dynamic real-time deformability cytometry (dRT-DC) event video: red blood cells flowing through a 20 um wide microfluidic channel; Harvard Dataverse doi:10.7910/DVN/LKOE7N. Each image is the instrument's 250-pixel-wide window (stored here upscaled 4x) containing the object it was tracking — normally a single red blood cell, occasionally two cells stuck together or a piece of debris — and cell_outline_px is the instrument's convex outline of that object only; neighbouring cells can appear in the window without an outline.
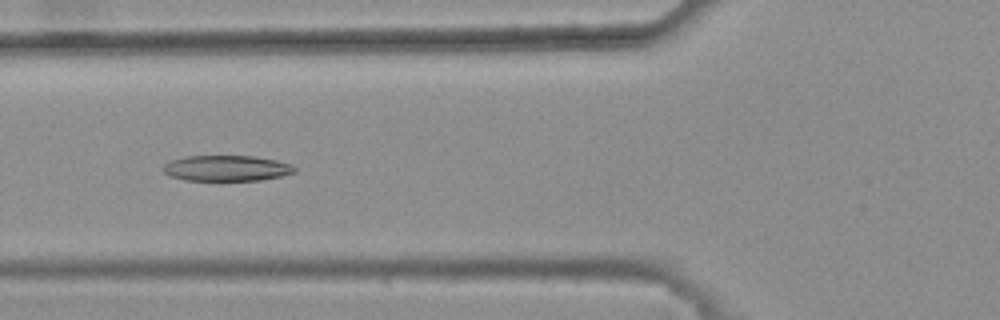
{"species": "common noctule bat (a hibernating species)", "species_latin": "Nyctalus noctula", "temperature_condition": "warm", "stored_images_in_passage": 41, "camera_frame_rate_fps": 3000, "um_per_image_px": 0.085, "animal": {"sex": "female", "body_mass_g": 25.1}, "frame": {"image": 1, "passage_image": 15, "time_ms": 4.667, "image_size_px": [1000, 320], "cell_outline_px": [[296, 172], [280, 176], [260, 180], [184, 180], [168, 176], [164, 172], [164, 164], [172, 160], [184, 156], [252, 156], [276, 160], [292, 164], [296, 168]], "centroid_in_image_um": [19.26, 14.3], "position_along_channel_um": 106.5, "area_um2": 19.65}}
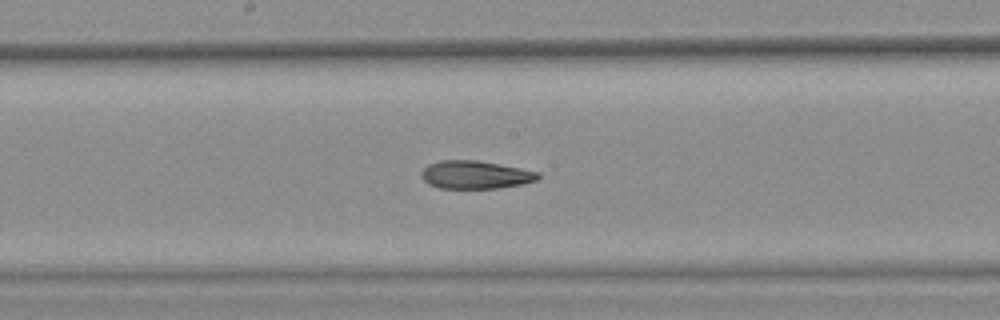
{"frame": {"image": 2, "passage_image": 23, "time_ms": 7.333, "image_size_px": [1000, 320], "cell_outline_px": [[540, 176], [536, 180], [524, 184], [500, 188], [440, 188], [428, 184], [420, 176], [420, 172], [428, 164], [440, 160], [476, 160], [500, 164], [540, 172]], "centroid_in_image_um": [40.4, 14.85], "position_along_channel_um": 207.8, "area_um2": 19.19}}
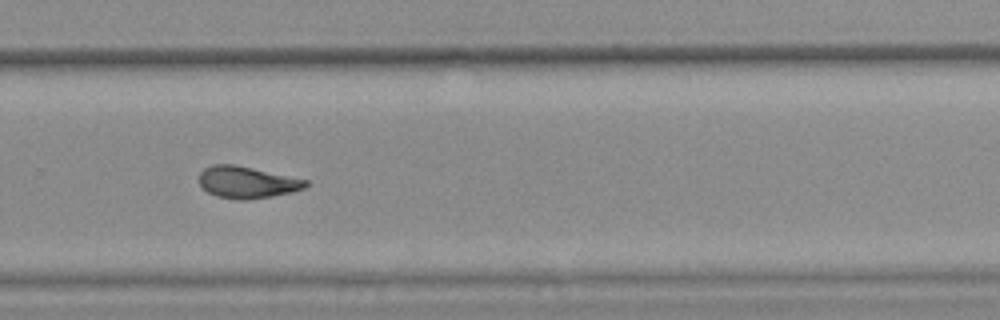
{"frame": {"image": 3, "passage_image": 31, "time_ms": 10.0, "image_size_px": [1000, 320], "cell_outline_px": [[308, 184], [304, 188], [292, 192], [244, 200], [216, 196], [208, 192], [200, 184], [200, 172], [204, 168], [212, 164], [232, 164], [252, 168], [308, 180]], "centroid_in_image_um": [20.98, 15.48], "position_along_channel_um": 308.8, "area_um2": 19.36}, "authors_computed_cell_mechanics": {"area_um2": 19.941, "velocity_mm_per_s": 3.7951, "shape_relaxation_time_tau1_ms": null, "shape_relaxation_time_tau2_ms": 2.9116, "deformation_change_tau1": null, "deformation_change_tau2": 0.107}}